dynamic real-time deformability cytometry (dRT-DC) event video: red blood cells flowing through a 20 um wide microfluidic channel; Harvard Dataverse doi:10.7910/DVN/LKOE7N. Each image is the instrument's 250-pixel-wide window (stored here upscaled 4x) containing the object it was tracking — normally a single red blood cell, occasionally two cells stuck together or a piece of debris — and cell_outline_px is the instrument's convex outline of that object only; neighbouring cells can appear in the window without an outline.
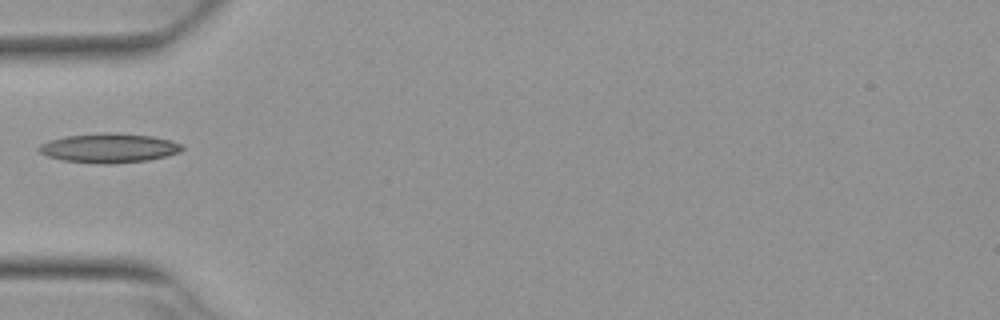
{"species": "Egyptian fruit bat (a non-hibernating species)", "species_latin": "Rousettus aegyptiacus", "temperature_condition": "warm", "stored_images_in_passage": 2, "camera_frame_rate_fps": 3000, "um_per_image_px": 0.085, "animal": {"sex": "female"}, "frame": {"image": 1, "passage_image": 1, "time_ms": 0.0, "image_size_px": [1000, 320], "cell_outline_px": [[184, 148], [180, 152], [148, 160], [112, 164], [104, 164], [64, 160], [48, 156], [40, 152], [36, 148], [40, 144], [48, 140], [64, 136], [104, 132], [116, 132], [152, 136], [168, 140], [180, 144]], "centroid_in_image_um": [9.23, 12.57], "position_along_channel_um": 75.8, "area_um2": 24.45}}
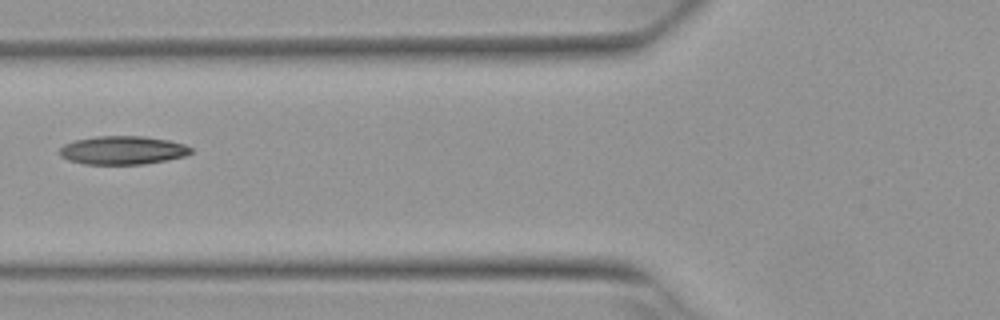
{"frame": {"image": 2, "passage_image": 2, "time_ms": 0.333, "image_size_px": [1000, 320], "cell_outline_px": [[192, 152], [184, 156], [164, 160], [140, 164], [84, 164], [68, 160], [60, 156], [56, 152], [64, 144], [76, 140], [96, 136], [144, 136], [168, 140], [184, 144], [192, 148]], "centroid_in_image_um": [10.38, 12.76], "position_along_channel_um": 115.4, "area_um2": 21.73}}